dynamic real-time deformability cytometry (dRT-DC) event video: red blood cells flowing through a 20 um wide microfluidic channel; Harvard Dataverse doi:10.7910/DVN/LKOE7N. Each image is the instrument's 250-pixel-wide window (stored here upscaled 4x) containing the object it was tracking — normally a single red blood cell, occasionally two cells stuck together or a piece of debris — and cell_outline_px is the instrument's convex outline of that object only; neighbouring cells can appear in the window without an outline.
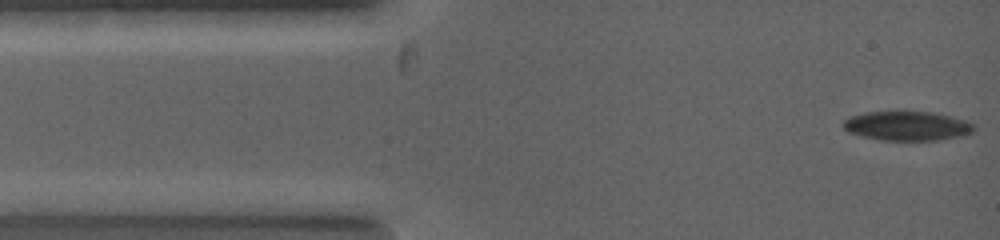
{"species": "common noctule bat (a hibernating species)", "species_latin": "Nyctalus noctula", "temperature_condition": "warm", "stored_images_in_passage": 3, "camera_frame_rate_fps": 5000, "um_per_image_px": 0.085, "animal": {"sex": "female", "body_mass_g": 19.0, "forearm_length_mm": 53.3}, "frame": {"image": 1, "passage_image": 1, "time_ms": 0.0, "image_size_px": [1000, 240], "cell_outline_px": [[976, 128], [972, 132], [960, 136], [940, 140], [880, 140], [848, 132], [840, 124], [848, 116], [864, 112], [932, 112], [952, 116], [964, 120], [972, 124]], "centroid_in_image_um": [77.07, 10.7], "position_along_channel_um": 7.9, "area_um2": 22.31}}